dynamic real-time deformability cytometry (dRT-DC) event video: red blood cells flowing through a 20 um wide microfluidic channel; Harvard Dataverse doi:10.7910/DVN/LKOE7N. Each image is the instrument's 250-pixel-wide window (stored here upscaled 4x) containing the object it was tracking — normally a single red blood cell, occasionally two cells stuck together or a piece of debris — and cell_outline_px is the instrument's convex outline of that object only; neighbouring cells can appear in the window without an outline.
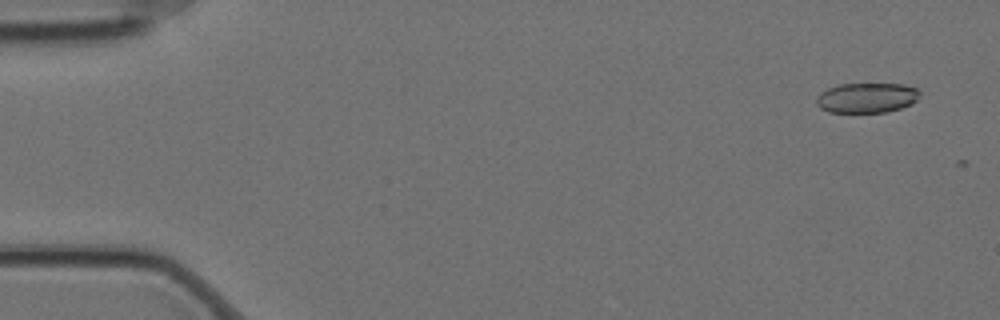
{"species": "Egyptian fruit bat (a non-hibernating species)", "species_latin": "Rousettus aegyptiacus", "temperature_condition": "cold", "stored_images_in_passage": 5, "camera_frame_rate_fps": 3000, "um_per_image_px": 0.085, "animal": {"sex": "female"}, "frame": {"image": 1, "passage_image": 1, "time_ms": 0.0, "image_size_px": [1000, 320], "cell_outline_px": [[920, 92], [916, 100], [912, 104], [888, 112], [828, 112], [820, 108], [816, 104], [816, 96], [820, 92], [828, 88], [840, 84], [904, 84], [916, 88]], "centroid_in_image_um": [73.65, 8.31], "position_along_channel_um": 11.3, "area_um2": 18.15}}
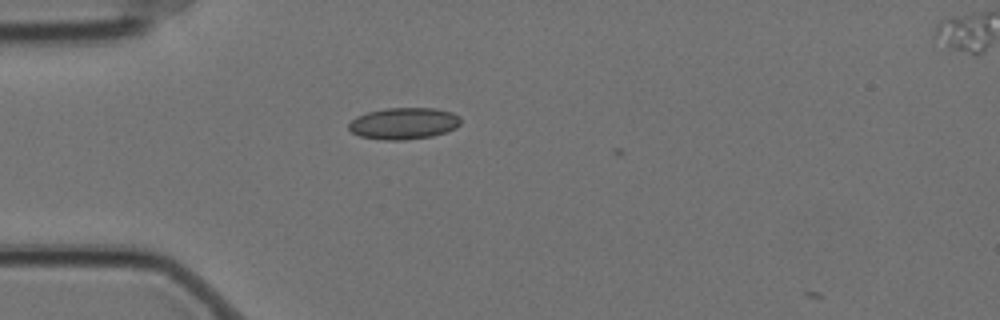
{"frame": {"image": 2, "passage_image": 4, "time_ms": 1.0, "image_size_px": [1000, 320], "cell_outline_px": [[460, 124], [456, 128], [432, 136], [404, 140], [384, 140], [360, 136], [352, 132], [348, 128], [348, 124], [356, 116], [368, 112], [384, 108], [436, 108], [452, 112], [460, 116]], "centroid_in_image_um": [34.32, 10.48], "position_along_channel_um": 50.7, "area_um2": 20.69}}